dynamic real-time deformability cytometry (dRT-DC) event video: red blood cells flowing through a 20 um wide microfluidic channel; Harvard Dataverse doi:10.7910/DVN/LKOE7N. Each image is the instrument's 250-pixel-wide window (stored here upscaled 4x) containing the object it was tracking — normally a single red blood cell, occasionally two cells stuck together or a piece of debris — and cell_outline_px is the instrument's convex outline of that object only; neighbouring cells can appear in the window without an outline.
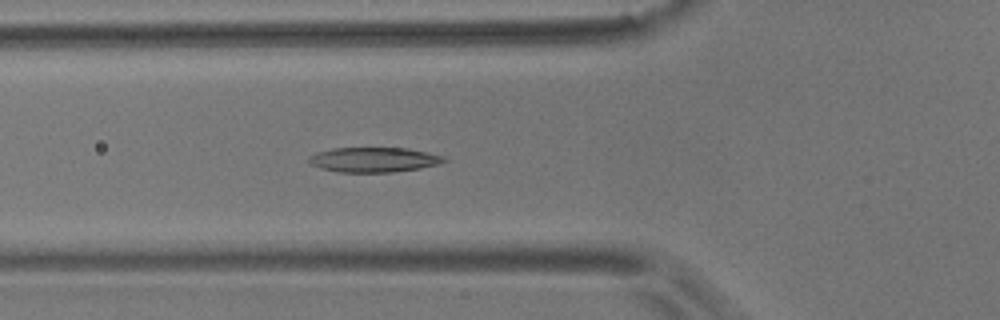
{"species": "common noctule bat (a hibernating species)", "species_latin": "Nyctalus noctula", "temperature_condition": "room temperature", "stored_images_in_passage": 4, "camera_frame_rate_fps": 3000, "um_per_image_px": 0.085, "animal": {"sex": "male", "body_mass_g": 17.9}, "frame": {"image": 1, "passage_image": 4, "time_ms": 1.0, "image_size_px": [1000, 320], "cell_outline_px": [[448, 160], [440, 164], [420, 168], [392, 172], [336, 172], [320, 168], [312, 164], [308, 160], [308, 156], [316, 152], [332, 148], [408, 148], [444, 156]], "centroid_in_image_um": [31.77, 13.57], "position_along_channel_um": 94.0, "area_um2": 19.65}}